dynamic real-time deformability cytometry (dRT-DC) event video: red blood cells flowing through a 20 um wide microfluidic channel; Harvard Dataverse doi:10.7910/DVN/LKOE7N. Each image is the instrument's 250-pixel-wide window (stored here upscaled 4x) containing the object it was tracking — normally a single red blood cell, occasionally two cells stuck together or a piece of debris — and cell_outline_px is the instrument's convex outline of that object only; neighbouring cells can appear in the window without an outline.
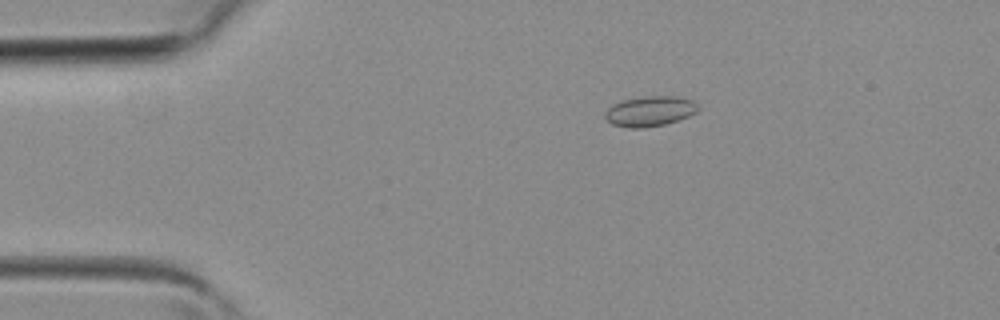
{"species": "common noctule bat (a hibernating species)", "species_latin": "Nyctalus noctula", "temperature_condition": "room temperature", "stored_images_in_passage": 3, "camera_frame_rate_fps": 3000, "um_per_image_px": 0.085, "animal": {"sex": "female", "body_mass_g": 19.3, "forearm_length_mm": 54.1}, "frame": {"image": 1, "passage_image": 2, "time_ms": 0.333, "image_size_px": [1000, 320], "cell_outline_px": [[700, 108], [696, 112], [688, 116], [664, 124], [644, 128], [628, 128], [612, 124], [604, 116], [604, 112], [612, 104], [620, 100], [644, 96], [676, 96], [692, 100]], "centroid_in_image_um": [55.2, 9.44], "position_along_channel_um": 29.8, "area_um2": 16.42}}